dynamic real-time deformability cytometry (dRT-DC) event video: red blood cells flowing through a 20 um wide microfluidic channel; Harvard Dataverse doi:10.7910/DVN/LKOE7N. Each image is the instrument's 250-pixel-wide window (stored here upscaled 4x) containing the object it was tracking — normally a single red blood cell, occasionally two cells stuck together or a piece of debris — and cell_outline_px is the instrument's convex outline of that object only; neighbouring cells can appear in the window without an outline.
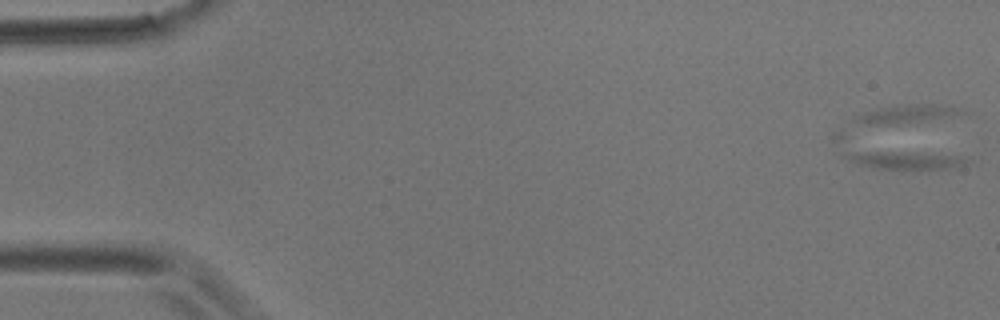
{"species": "common noctule bat (a hibernating species)", "species_latin": "Nyctalus noctula", "temperature_condition": "room temperature", "stored_images_in_passage": 8, "camera_frame_rate_fps": 3000, "um_per_image_px": 0.085, "animal": {"sex": "male", "body_mass_g": 17.9}, "frame": {"image": 1, "passage_image": 1, "time_ms": 0.0, "image_size_px": [1000, 320], "cell_outline_px": [[972, 160], [964, 164], [948, 168], [920, 172], [912, 172], [876, 168], [856, 164], [840, 156], [832, 136], [832, 132], [844, 128], [964, 156]], "centroid_in_image_um": [75.82, 13.02], "position_along_channel_um": 9.2, "area_um2": 24.51}}